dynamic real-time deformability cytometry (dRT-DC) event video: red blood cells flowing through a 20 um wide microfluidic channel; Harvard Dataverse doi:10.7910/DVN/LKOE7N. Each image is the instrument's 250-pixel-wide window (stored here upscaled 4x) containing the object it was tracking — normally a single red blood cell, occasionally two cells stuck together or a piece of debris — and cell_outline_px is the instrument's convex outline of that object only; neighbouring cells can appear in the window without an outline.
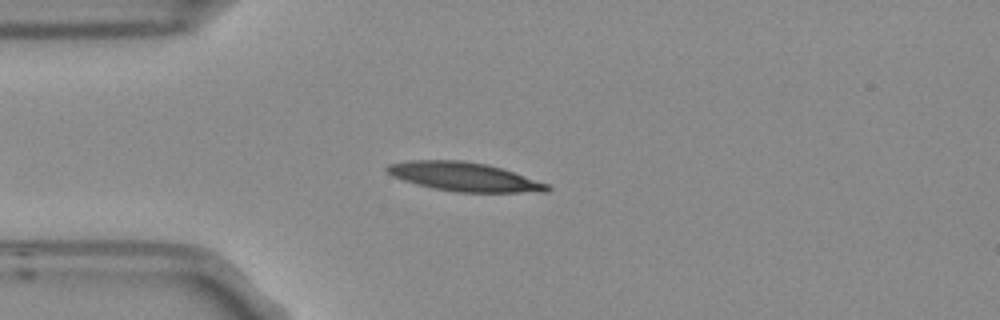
{"species": "Egyptian fruit bat (a non-hibernating species)", "species_latin": "Rousettus aegyptiacus", "temperature_condition": "room temperature", "stored_images_in_passage": 4, "camera_frame_rate_fps": 3000, "um_per_image_px": 0.085, "frame": {"image": 1, "passage_image": 4, "time_ms": 1.0, "image_size_px": [1000, 320], "cell_outline_px": [[552, 188], [548, 192], [460, 192], [436, 188], [404, 180], [392, 176], [384, 168], [388, 164], [412, 160], [460, 160], [484, 164], [500, 168], [548, 184]], "centroid_in_image_um": [39.46, 15.02], "position_along_channel_um": 45.5, "area_um2": 26.36}}